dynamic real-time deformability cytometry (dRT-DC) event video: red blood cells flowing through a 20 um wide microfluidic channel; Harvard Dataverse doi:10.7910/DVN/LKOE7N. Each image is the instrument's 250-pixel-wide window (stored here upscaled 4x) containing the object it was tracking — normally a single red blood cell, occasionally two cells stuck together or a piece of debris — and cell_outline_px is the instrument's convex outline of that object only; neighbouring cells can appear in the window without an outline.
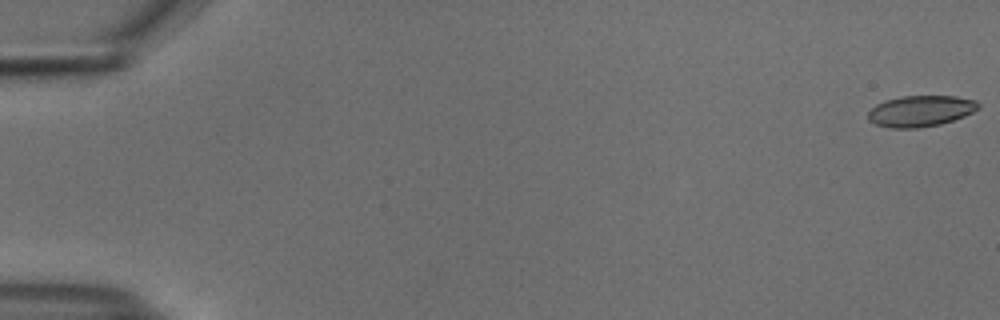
{"species": "common noctule bat (a hibernating species)", "species_latin": "Nyctalus noctula", "temperature_condition": "cold", "stored_images_in_passage": 16, "camera_frame_rate_fps": 3000, "um_per_image_px": 0.085, "animal": {"sex": "male", "body_mass_g": 18.8}, "frame": {"image": 1, "passage_image": 1, "time_ms": 0.0, "image_size_px": [1000, 320], "cell_outline_px": [[980, 108], [964, 116], [940, 124], [916, 128], [888, 128], [876, 124], [868, 120], [868, 112], [876, 104], [884, 100], [900, 96], [956, 96], [976, 100], [980, 104]], "centroid_in_image_um": [78.24, 9.43], "position_along_channel_um": 6.8, "area_um2": 20.06}}
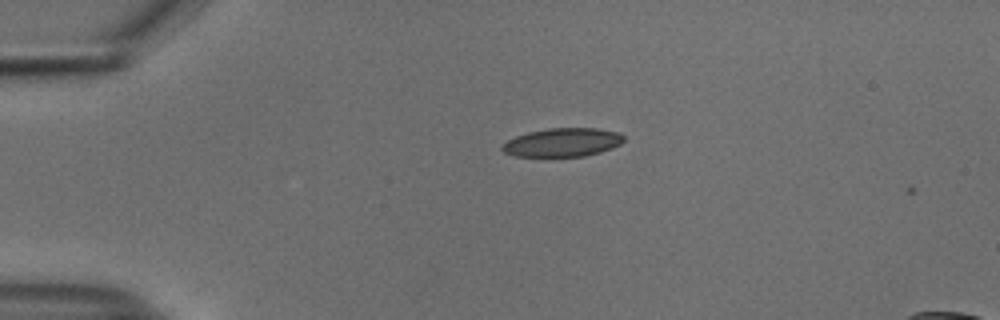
{"frame": {"image": 2, "passage_image": 13, "time_ms": 4.0, "image_size_px": [1000, 320], "cell_outline_px": [[624, 140], [620, 144], [612, 148], [600, 152], [584, 156], [516, 156], [504, 152], [500, 148], [500, 144], [516, 136], [528, 132], [548, 128], [596, 128], [616, 132], [624, 136]], "centroid_in_image_um": [47.79, 12.1], "position_along_channel_um": 37.2, "area_um2": 20.17}}